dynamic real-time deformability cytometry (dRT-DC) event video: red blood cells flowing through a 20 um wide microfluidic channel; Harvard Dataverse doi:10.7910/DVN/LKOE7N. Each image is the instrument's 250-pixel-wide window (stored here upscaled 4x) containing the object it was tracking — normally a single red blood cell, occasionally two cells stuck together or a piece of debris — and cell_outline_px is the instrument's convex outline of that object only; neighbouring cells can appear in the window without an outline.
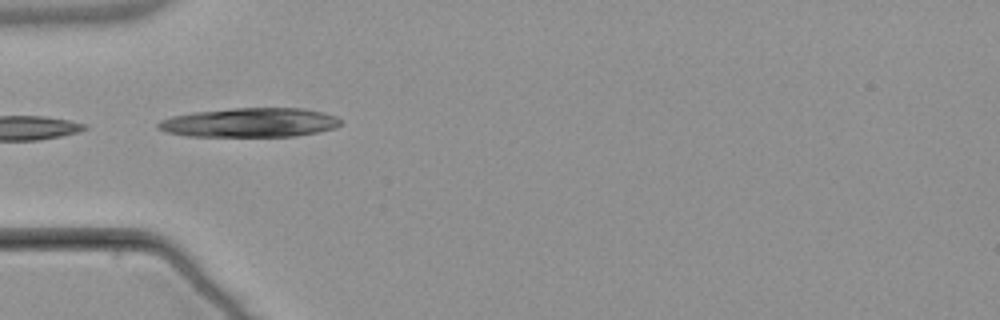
{"species": "common noctule bat (a hibernating species)", "species_latin": "Nyctalus noctula", "temperature_condition": "warm", "stored_images_in_passage": 6, "camera_frame_rate_fps": 3000, "um_per_image_px": 0.085, "animal": {"sex": "male", "body_mass_g": 21.5, "forearm_length_mm": 52.0}, "frame": {"image": 1, "passage_image": 5, "time_ms": 4.667, "image_size_px": [1000, 320], "cell_outline_px": [[344, 120], [336, 128], [296, 136], [188, 136], [168, 132], [156, 128], [156, 124], [160, 120], [172, 116], [192, 112], [232, 108], [304, 108], [324, 112], [336, 116]], "centroid_in_image_um": [21.26, 10.41], "position_along_channel_um": 63.7, "area_um2": 31.27}}
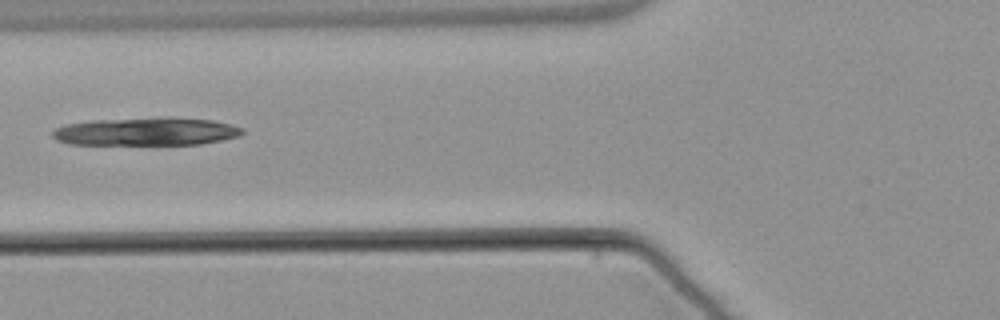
{"frame": {"image": 2, "passage_image": 6, "time_ms": 6.0, "image_size_px": [1000, 320], "cell_outline_px": [[244, 132], [240, 136], [200, 144], [68, 144], [56, 140], [52, 136], [52, 132], [56, 128], [64, 124], [88, 120], [164, 116], [168, 116], [212, 120], [232, 124], [244, 128]], "centroid_in_image_um": [12.42, 11.15], "position_along_channel_um": 113.4, "area_um2": 31.56}}